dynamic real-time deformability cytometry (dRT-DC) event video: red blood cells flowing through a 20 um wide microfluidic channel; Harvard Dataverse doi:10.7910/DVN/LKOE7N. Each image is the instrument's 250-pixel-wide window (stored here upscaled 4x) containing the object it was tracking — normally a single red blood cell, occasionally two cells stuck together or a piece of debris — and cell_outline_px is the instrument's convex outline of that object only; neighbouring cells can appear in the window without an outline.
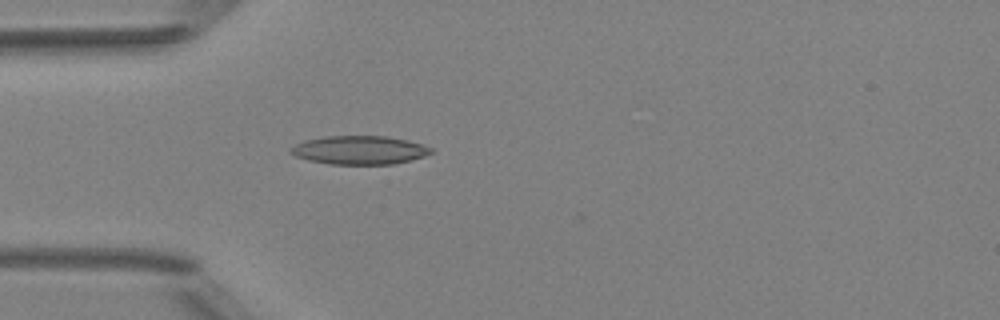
{"species": "Egyptian fruit bat (a non-hibernating species)", "species_latin": "Rousettus aegyptiacus", "temperature_condition": "room temperature", "stored_images_in_passage": 5, "camera_frame_rate_fps": 3000, "um_per_image_px": 0.085, "animal": {"sex": "female"}, "frame": {"image": 1, "passage_image": 5, "time_ms": 4.667, "image_size_px": [1000, 320], "cell_outline_px": [[432, 152], [424, 156], [392, 164], [328, 164], [308, 160], [296, 156], [288, 152], [288, 148], [304, 140], [324, 136], [388, 136], [408, 140], [432, 148]], "centroid_in_image_um": [30.49, 12.75], "position_along_channel_um": 54.5, "area_um2": 23.35}}